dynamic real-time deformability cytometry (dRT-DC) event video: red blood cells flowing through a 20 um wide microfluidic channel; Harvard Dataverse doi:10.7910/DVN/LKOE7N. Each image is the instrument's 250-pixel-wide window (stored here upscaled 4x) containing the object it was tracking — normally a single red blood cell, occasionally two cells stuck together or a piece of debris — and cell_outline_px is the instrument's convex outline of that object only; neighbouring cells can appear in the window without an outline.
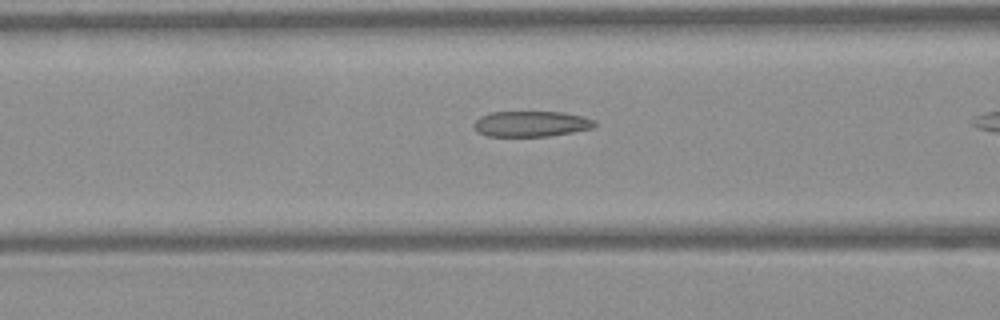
{"species": "Egyptian fruit bat (a non-hibernating species)", "species_latin": "Rousettus aegyptiacus", "temperature_condition": "warm", "stored_images_in_passage": 7, "camera_frame_rate_fps": 3000, "um_per_image_px": 0.085, "frame": {"image": 1, "passage_image": 5, "time_ms": 1.333, "image_size_px": [1000, 320], "cell_outline_px": [[596, 124], [592, 128], [572, 132], [548, 136], [488, 136], [476, 132], [472, 124], [480, 116], [492, 112], [564, 112], [584, 116], [596, 120]], "centroid_in_image_um": [45.14, 10.52], "position_along_channel_um": 121.5, "area_um2": 18.15}}